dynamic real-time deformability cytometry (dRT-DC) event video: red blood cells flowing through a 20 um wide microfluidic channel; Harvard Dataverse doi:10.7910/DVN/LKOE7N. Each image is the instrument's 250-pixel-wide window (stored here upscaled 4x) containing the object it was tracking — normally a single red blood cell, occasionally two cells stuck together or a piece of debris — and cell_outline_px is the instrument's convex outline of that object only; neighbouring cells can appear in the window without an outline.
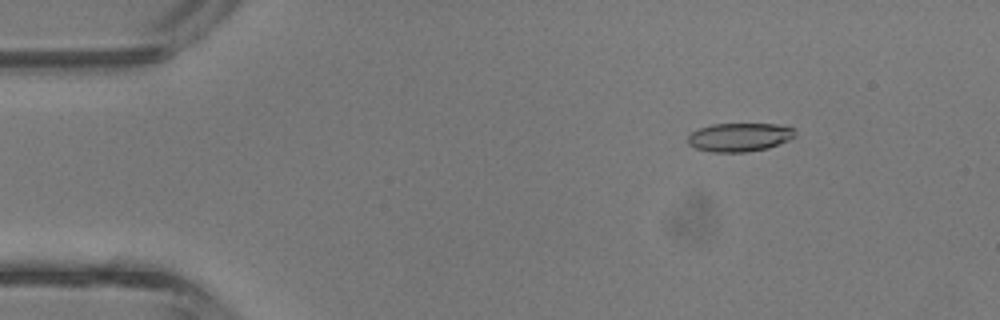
{"species": "common noctule bat (a hibernating species)", "species_latin": "Nyctalus noctula", "temperature_condition": "room temperature", "stored_images_in_passage": 42, "camera_frame_rate_fps": 3000, "um_per_image_px": 0.085, "animal": {"sex": "male", "body_mass_g": 13.3}, "frame": {"image": 1, "passage_image": 6, "time_ms": 1.667, "image_size_px": [1000, 320], "cell_outline_px": [[796, 136], [788, 140], [768, 148], [748, 152], [712, 152], [696, 148], [688, 144], [688, 136], [692, 132], [700, 128], [712, 124], [776, 124], [796, 128]], "centroid_in_image_um": [62.89, 11.66], "position_along_channel_um": 22.1, "area_um2": 17.92}}
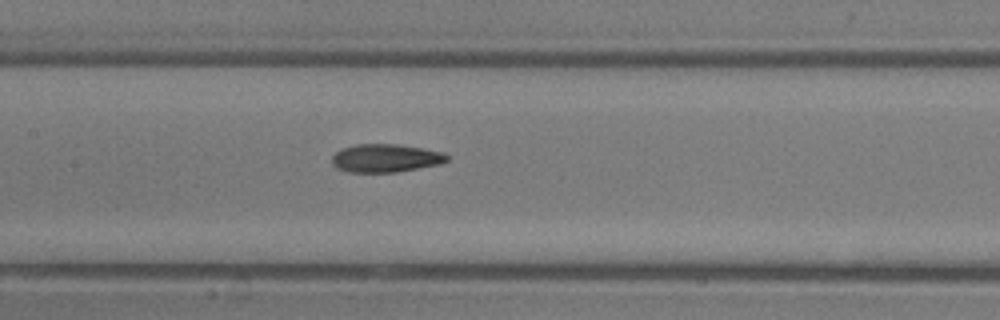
{"frame": {"image": 2, "passage_image": 20, "time_ms": 6.333, "image_size_px": [1000, 320], "cell_outline_px": [[448, 160], [440, 164], [396, 172], [348, 172], [336, 168], [332, 164], [332, 156], [340, 148], [356, 144], [396, 144], [424, 148], [444, 152], [448, 156]], "centroid_in_image_um": [32.76, 13.43], "position_along_channel_um": 174.6, "area_um2": 19.02}}
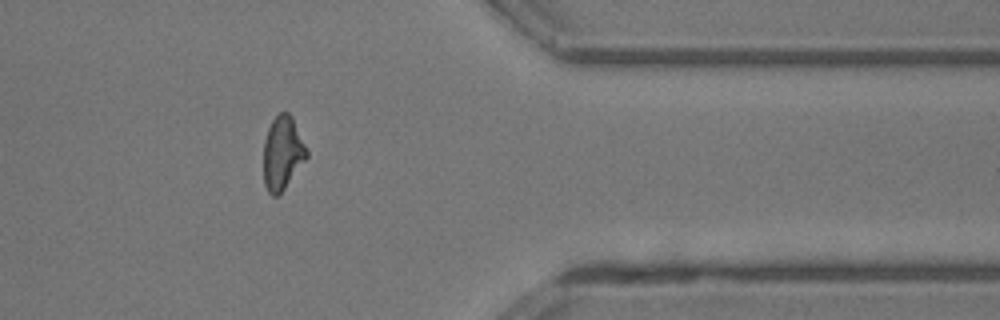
{"frame": {"image": 3, "passage_image": 34, "time_ms": 11.0, "image_size_px": [1000, 320], "cell_outline_px": [[308, 156], [284, 188], [276, 196], [272, 196], [268, 192], [264, 184], [264, 140], [268, 128], [272, 120], [280, 112], [288, 112], [292, 116], [308, 152]], "centroid_in_image_um": [24.0, 12.99], "position_along_channel_um": 387.4, "area_um2": 18.21}, "authors_computed_cell_mechanics": {"area_um2": 18.4671, "velocity_mm_per_s": 4.9647, "shape_relaxation_time_tau1_ms": 5.0726, "shape_relaxation_time_tau2_ms": 2.7989, "deformation_change_tau1": 0.1942, "deformation_change_tau2": 0.124}}